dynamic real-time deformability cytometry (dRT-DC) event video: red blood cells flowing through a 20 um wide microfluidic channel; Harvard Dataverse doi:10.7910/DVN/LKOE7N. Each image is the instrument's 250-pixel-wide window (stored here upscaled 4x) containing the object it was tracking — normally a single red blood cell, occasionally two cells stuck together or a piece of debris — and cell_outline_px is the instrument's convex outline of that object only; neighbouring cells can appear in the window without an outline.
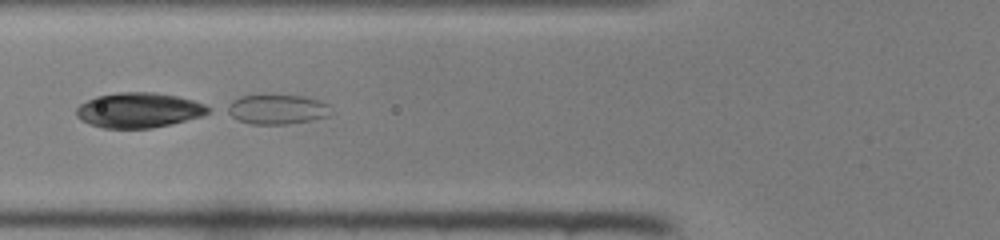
{"species": "common noctule bat (a hibernating species)", "species_latin": "Nyctalus noctula", "temperature_condition": "room temperature", "stored_images_in_passage": 34, "camera_frame_rate_fps": 3000, "um_per_image_px": 0.085, "animal": {"sex": "female", "body_mass_g": 22.0, "forearm_length_mm": 56.7}, "frame": {"image": 1, "passage_image": 6, "time_ms": 1.667, "image_size_px": [1000, 240], "cell_outline_px": [[328, 116], [312, 120], [288, 124], [252, 124], [236, 120], [224, 112], [220, 108], [232, 100], [240, 96], [300, 96], [316, 100], [328, 104]], "centroid_in_image_um": [23.39, 9.31], "position_along_channel_um": 102.4, "area_um2": 17.92}}